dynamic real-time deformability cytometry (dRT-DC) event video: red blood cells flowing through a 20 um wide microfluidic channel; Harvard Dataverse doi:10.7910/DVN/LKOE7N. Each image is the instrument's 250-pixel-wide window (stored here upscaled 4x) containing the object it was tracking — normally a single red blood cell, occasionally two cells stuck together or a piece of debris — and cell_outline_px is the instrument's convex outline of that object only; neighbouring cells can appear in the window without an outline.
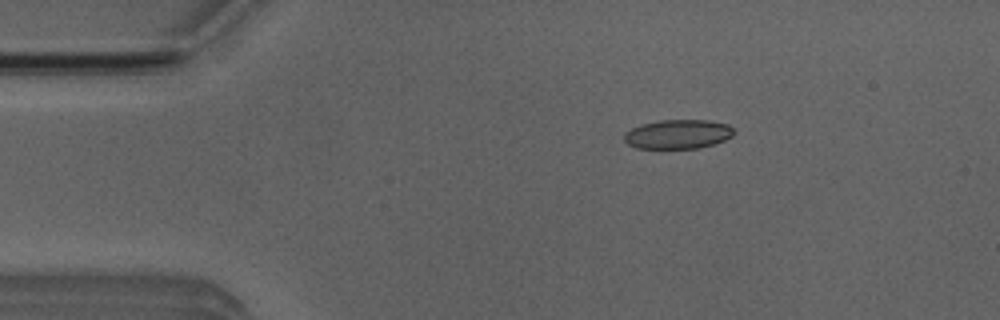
{"species": "Egyptian fruit bat (a non-hibernating species)", "species_latin": "Rousettus aegyptiacus", "temperature_condition": "room temperature", "stored_images_in_passage": 52, "camera_frame_rate_fps": 3000, "um_per_image_px": 0.085, "animal": {"sex": "male"}, "frame": {"image": 1, "passage_image": 9, "time_ms": 2.667, "image_size_px": [1000, 320], "cell_outline_px": [[736, 132], [732, 136], [724, 140], [700, 148], [636, 148], [628, 144], [624, 140], [624, 132], [640, 124], [660, 120], [708, 120], [728, 124]], "centroid_in_image_um": [57.62, 11.4], "position_along_channel_um": 27.4, "area_um2": 18.73}}
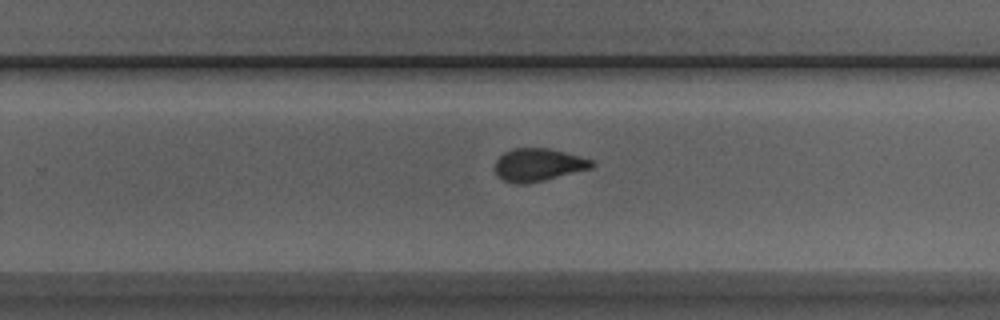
{"frame": {"image": 2, "passage_image": 33, "time_ms": 10.667, "image_size_px": [1000, 320], "cell_outline_px": [[596, 164], [592, 168], [544, 180], [524, 184], [512, 184], [496, 176], [496, 160], [504, 152], [512, 148], [548, 148], [564, 152], [592, 160]], "centroid_in_image_um": [45.73, 14.01], "position_along_channel_um": 284.1, "area_um2": 18.44}}
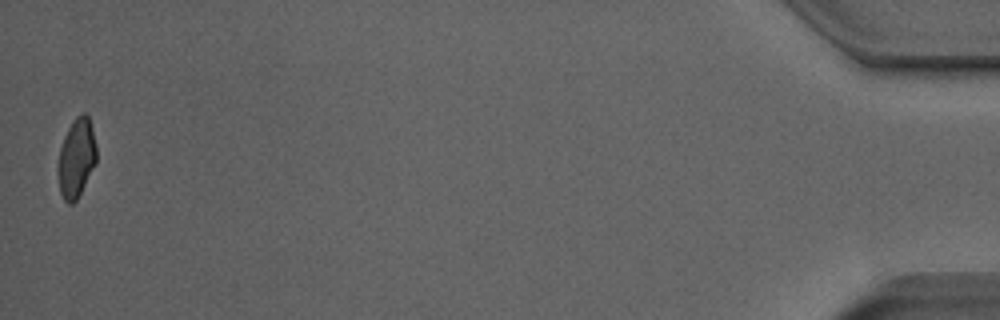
{"frame": {"image": 3, "passage_image": 52, "time_ms": 17.0, "image_size_px": [1000, 320], "cell_outline_px": [[96, 164], [76, 200], [72, 204], [68, 204], [64, 200], [60, 192], [56, 172], [56, 168], [60, 148], [64, 136], [68, 128], [76, 116], [80, 112], [84, 112], [88, 116], [92, 128], [96, 144]], "centroid_in_image_um": [6.47, 13.43], "position_along_channel_um": 428.7, "area_um2": 17.98}, "authors_computed_cell_mechanics": {"area_um2": 18.8717, "velocity_mm_per_s": 3.8906, "shape_relaxation_time_tau1_ms": 9.5105, "shape_relaxation_time_tau2_ms": 1.7284, "deformation_change_tau1": 0.1915, "deformation_change_tau2": 0.0656}}